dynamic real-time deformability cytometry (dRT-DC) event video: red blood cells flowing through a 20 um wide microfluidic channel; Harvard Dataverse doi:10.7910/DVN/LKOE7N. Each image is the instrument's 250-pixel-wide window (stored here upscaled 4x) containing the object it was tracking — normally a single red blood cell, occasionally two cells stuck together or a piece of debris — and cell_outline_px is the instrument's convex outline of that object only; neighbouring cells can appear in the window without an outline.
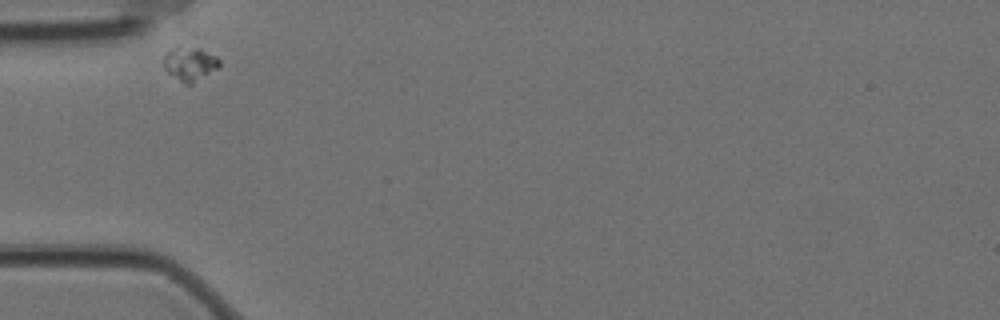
{"species": "Egyptian fruit bat (a non-hibernating species)", "species_latin": "Rousettus aegyptiacus", "temperature_condition": "cold", "stored_images_in_passage": 34, "camera_frame_rate_fps": 3000, "um_per_image_px": 0.085, "animal": {"sex": "female"}, "frame": {"image": 1, "passage_image": 1, "time_ms": 0.0, "image_size_px": [1000, 320], "cell_outline_px": [[220, 64], [216, 68], [192, 84], [184, 84], [168, 72], [164, 68], [164, 52], [176, 44], [180, 44], [200, 48], [216, 56], [220, 60]], "centroid_in_image_um": [16.09, 5.35], "position_along_channel_um": 68.9, "area_um2": 11.21}}
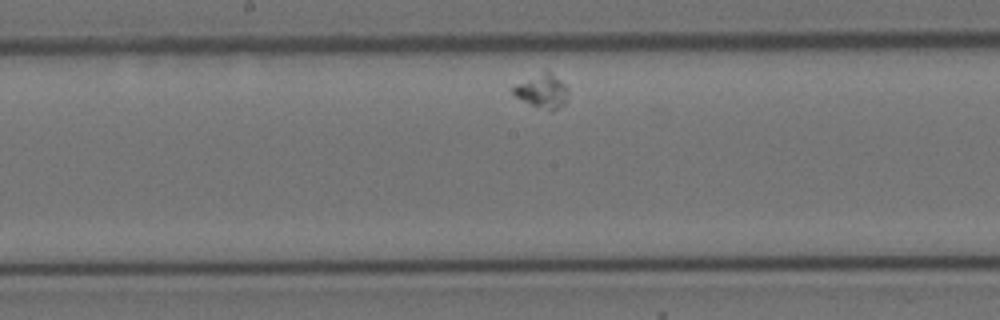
{"frame": {"image": 2, "passage_image": 15, "time_ms": 4.667, "image_size_px": [1000, 320], "cell_outline_px": [[568, 100], [564, 104], [556, 108], [552, 108], [532, 104], [516, 96], [512, 92], [512, 88], [516, 84], [548, 68], [568, 88]], "centroid_in_image_um": [46.12, 7.66], "position_along_channel_um": 202.1, "area_um2": 10.46}}
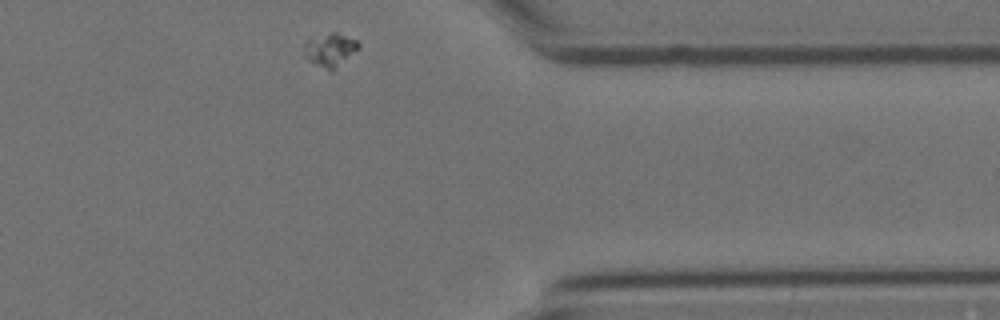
{"frame": {"image": 3, "passage_image": 34, "time_ms": 11.0, "image_size_px": [1000, 320], "cell_outline_px": [[360, 48], [332, 72], [308, 60], [304, 56], [304, 44], [312, 36], [332, 32], [336, 32], [356, 40], [360, 44]], "centroid_in_image_um": [28.06, 4.23], "position_along_channel_um": 383.3, "area_um2": 10.69}}